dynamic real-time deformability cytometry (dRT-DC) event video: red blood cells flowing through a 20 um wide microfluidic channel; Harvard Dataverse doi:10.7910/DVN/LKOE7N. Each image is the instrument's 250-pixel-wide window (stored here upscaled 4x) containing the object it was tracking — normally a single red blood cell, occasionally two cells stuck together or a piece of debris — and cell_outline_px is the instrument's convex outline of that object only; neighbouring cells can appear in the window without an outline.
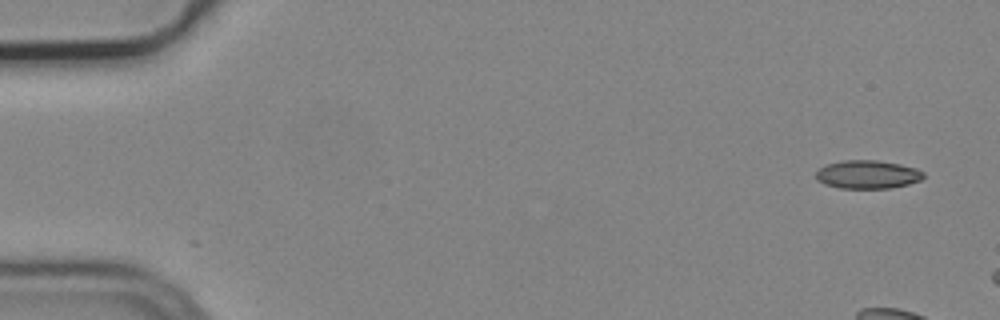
{"species": "common noctule bat (a hibernating species)", "species_latin": "Nyctalus noctula", "temperature_condition": "cold", "stored_images_in_passage": 2, "camera_frame_rate_fps": 3000, "um_per_image_px": 0.085, "animal": {"sex": "male", "body_mass_g": 19.2, "forearm_length_mm": 51.8}, "frame": {"image": 1, "passage_image": 1, "time_ms": 0.0, "image_size_px": [1000, 320], "cell_outline_px": [[924, 176], [920, 180], [908, 184], [888, 188], [840, 188], [824, 184], [816, 180], [816, 172], [820, 168], [828, 164], [844, 160], [876, 160], [900, 164], [916, 168], [924, 172]], "centroid_in_image_um": [73.74, 14.83], "position_along_channel_um": 11.3, "area_um2": 17.69}}